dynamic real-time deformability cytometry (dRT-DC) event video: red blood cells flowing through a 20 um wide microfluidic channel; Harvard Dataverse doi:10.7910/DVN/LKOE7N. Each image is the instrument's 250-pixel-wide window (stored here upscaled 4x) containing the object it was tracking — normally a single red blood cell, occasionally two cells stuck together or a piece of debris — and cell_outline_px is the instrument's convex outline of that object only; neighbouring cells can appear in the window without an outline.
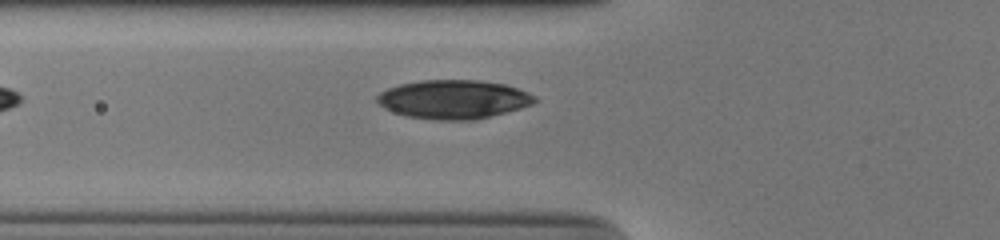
{"species": "human", "species_latin": "Homo sapiens", "temperature_condition": "cold", "stored_images_in_passage": 33, "camera_frame_rate_fps": 3000, "um_per_image_px": 0.085, "donor": {"sex": "male"}, "frame": {"image": 1, "passage_image": 3, "time_ms": 0.667, "image_size_px": [1000, 240], "cell_outline_px": [[536, 100], [532, 104], [520, 108], [476, 120], [436, 120], [408, 116], [384, 108], [376, 100], [376, 96], [380, 92], [388, 88], [400, 84], [420, 80], [480, 80], [504, 84], [528, 92], [536, 96]], "centroid_in_image_um": [38.55, 8.44], "position_along_channel_um": 87.3, "area_um2": 35.55}}
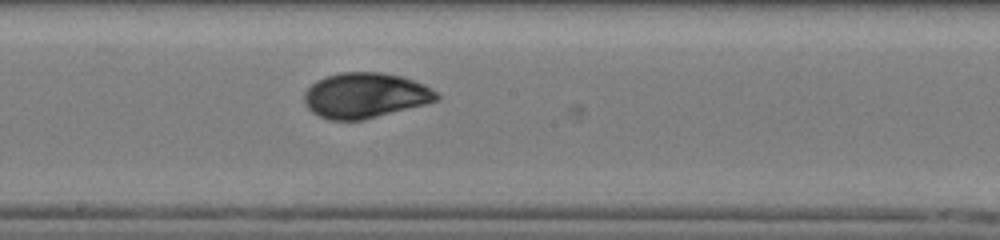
{"frame": {"image": 2, "passage_image": 13, "time_ms": 4.0, "image_size_px": [1000, 240], "cell_outline_px": [[440, 100], [364, 120], [328, 120], [312, 112], [304, 104], [304, 92], [316, 80], [324, 76], [340, 72], [380, 72], [400, 76], [424, 84], [436, 92], [440, 96]], "centroid_in_image_um": [31.02, 8.11], "position_along_channel_um": 217.2, "area_um2": 35.03}}
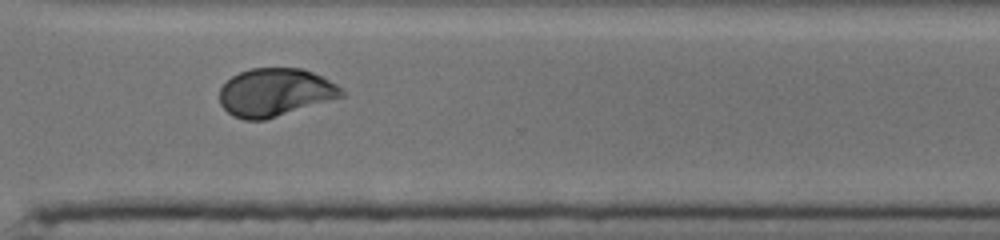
{"frame": {"image": 3, "passage_image": 23, "time_ms": 7.333, "image_size_px": [1000, 240], "cell_outline_px": [[344, 96], [264, 120], [244, 120], [232, 116], [220, 104], [220, 88], [232, 76], [240, 72], [252, 68], [304, 68], [336, 84], [344, 92]], "centroid_in_image_um": [23.36, 7.85], "position_along_channel_um": 347.2, "area_um2": 33.87}, "authors_computed_cell_mechanics": {"area_um2": 34.4488, "velocity_mm_per_s": 3.9007, "shape_relaxation_time_tau1_ms": 3.6308, "shape_relaxation_time_tau2_ms": 1.3021, "deformation_change_tau1": 0.1416, "deformation_change_tau2": 0.037}}